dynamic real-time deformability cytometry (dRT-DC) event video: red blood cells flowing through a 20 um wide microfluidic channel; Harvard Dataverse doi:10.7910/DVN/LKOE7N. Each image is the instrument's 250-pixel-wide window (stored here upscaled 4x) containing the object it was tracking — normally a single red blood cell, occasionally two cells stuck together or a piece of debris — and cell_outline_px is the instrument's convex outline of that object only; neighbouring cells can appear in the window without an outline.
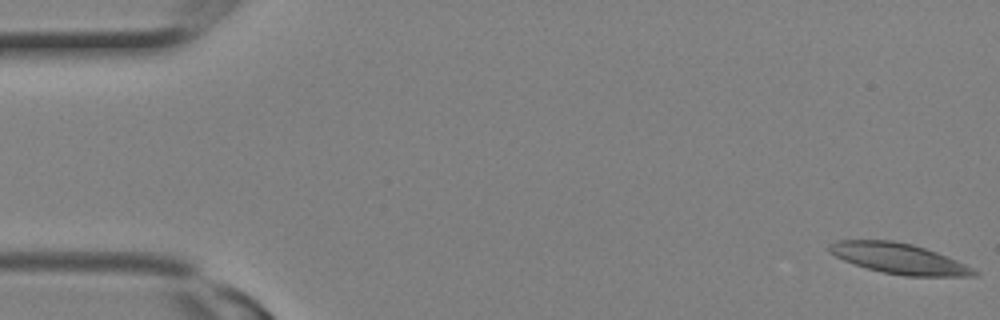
{"species": "Egyptian fruit bat (a non-hibernating species)", "species_latin": "Rousettus aegyptiacus", "temperature_condition": "room temperature", "stored_images_in_passage": 10, "camera_frame_rate_fps": 3000, "um_per_image_px": 0.085, "animal": {"sex": "female"}, "frame": {"image": 1, "passage_image": 1, "time_ms": 0.0, "image_size_px": [1000, 320], "cell_outline_px": [[980, 272], [976, 276], [904, 276], [884, 272], [868, 268], [844, 260], [828, 252], [828, 244], [836, 240], [892, 240], [912, 244], [936, 252], [956, 260]], "centroid_in_image_um": [76.39, 21.97], "position_along_channel_um": 8.6, "area_um2": 25.49}}
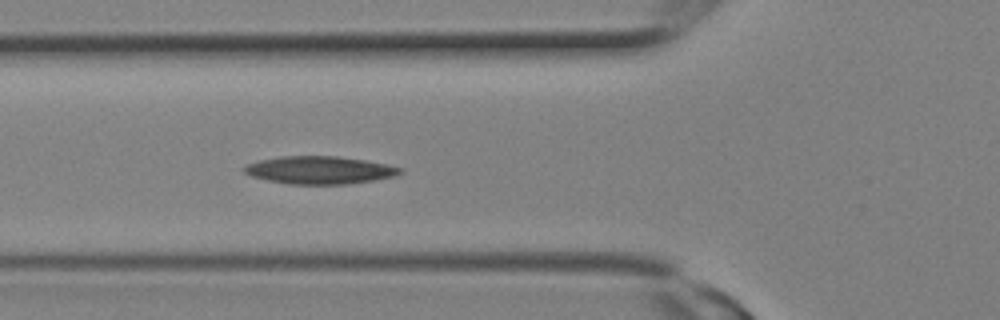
{"frame": {"image": 2, "passage_image": 10, "time_ms": 3.0, "image_size_px": [1000, 320], "cell_outline_px": [[404, 172], [396, 176], [372, 180], [344, 184], [288, 184], [268, 180], [252, 176], [244, 172], [244, 164], [260, 160], [280, 156], [336, 156], [364, 160], [388, 164], [404, 168]], "centroid_in_image_um": [27.19, 14.45], "position_along_channel_um": 98.6, "area_um2": 25.2}}